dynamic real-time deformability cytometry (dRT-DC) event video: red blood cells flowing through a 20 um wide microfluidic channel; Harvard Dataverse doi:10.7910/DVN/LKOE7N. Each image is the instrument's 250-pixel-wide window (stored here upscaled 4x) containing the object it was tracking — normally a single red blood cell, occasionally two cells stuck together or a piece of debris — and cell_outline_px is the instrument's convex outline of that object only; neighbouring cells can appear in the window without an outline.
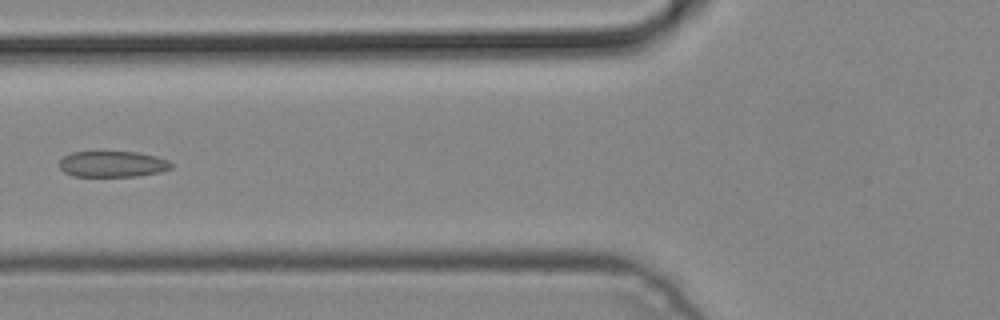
{"species": "common noctule bat (a hibernating species)", "species_latin": "Nyctalus noctula", "temperature_condition": "cold", "stored_images_in_passage": 5, "camera_frame_rate_fps": 3000, "um_per_image_px": 0.085, "animal": {"sex": "male", "body_mass_g": 19.2, "forearm_length_mm": 51.8}, "frame": {"image": 1, "passage_image": 4, "time_ms": 1.0, "image_size_px": [1000, 320], "cell_outline_px": [[172, 168], [160, 172], [140, 176], [72, 176], [64, 172], [60, 168], [60, 160], [64, 156], [72, 152], [140, 152], [156, 156], [168, 160], [172, 164]], "centroid_in_image_um": [9.59, 13.95], "position_along_channel_um": 116.2, "area_um2": 16.99}}
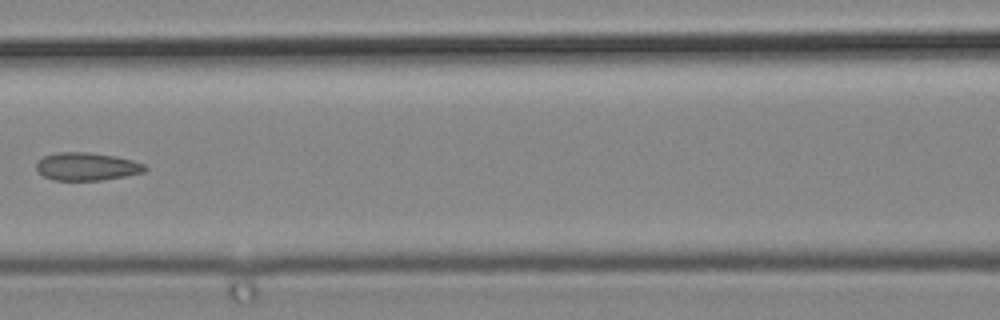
{"frame": {"image": 2, "passage_image": 5, "time_ms": 1.333, "image_size_px": [1000, 320], "cell_outline_px": [[148, 168], [144, 172], [124, 176], [100, 180], [52, 180], [44, 176], [36, 168], [36, 164], [44, 156], [60, 152], [88, 152], [116, 156], [132, 160], [144, 164]], "centroid_in_image_um": [7.39, 14.15], "position_along_channel_um": 159.2, "area_um2": 17.51}}